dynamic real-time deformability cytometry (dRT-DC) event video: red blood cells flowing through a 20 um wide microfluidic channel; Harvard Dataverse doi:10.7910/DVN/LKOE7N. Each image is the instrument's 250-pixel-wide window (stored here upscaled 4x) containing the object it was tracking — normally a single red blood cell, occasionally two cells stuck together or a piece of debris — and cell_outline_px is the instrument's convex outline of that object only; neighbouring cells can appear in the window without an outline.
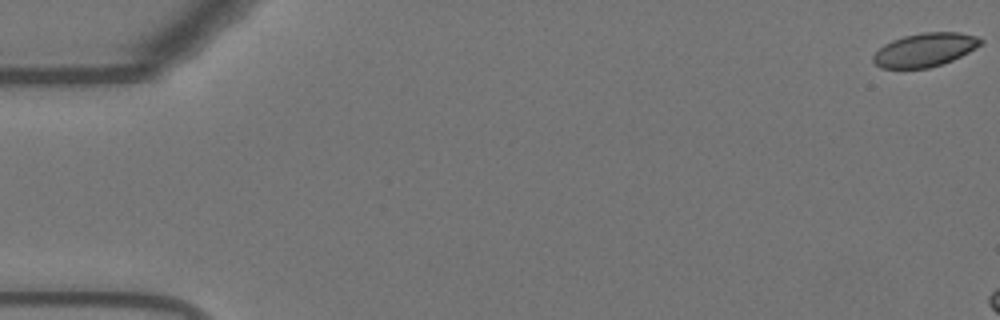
{"species": "Egyptian fruit bat (a non-hibernating species)", "species_latin": "Rousettus aegyptiacus", "temperature_condition": "warm", "stored_images_in_passage": 7, "camera_frame_rate_fps": 3000, "um_per_image_px": 0.085, "animal": {"sex": "female"}, "frame": {"image": 1, "passage_image": 1, "time_ms": 0.0, "image_size_px": [1000, 320], "cell_outline_px": [[984, 40], [976, 48], [952, 60], [928, 68], [880, 68], [872, 60], [872, 56], [884, 44], [892, 40], [904, 36], [924, 32], [960, 32], [976, 36]], "centroid_in_image_um": [78.6, 4.23], "position_along_channel_um": 6.4, "area_um2": 20.87}}